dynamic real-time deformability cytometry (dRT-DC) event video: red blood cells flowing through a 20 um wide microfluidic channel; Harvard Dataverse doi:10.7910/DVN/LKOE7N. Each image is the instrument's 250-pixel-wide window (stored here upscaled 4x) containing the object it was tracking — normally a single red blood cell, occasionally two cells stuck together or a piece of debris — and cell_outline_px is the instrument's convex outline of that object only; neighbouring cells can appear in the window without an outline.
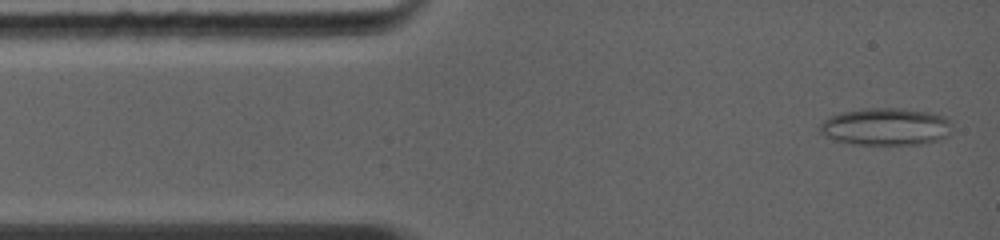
{"species": "common noctule bat (a hibernating species)", "species_latin": "Nyctalus noctula", "temperature_condition": "warm", "stored_images_in_passage": 45, "camera_frame_rate_fps": 5000, "um_per_image_px": 0.085, "animal": {"sex": "female", "body_mass_g": 19.0, "forearm_length_mm": 56.7}, "frame": {"image": 1, "passage_image": 1, "time_ms": 0.0, "image_size_px": [1000, 240], "cell_outline_px": [[952, 128], [948, 136], [940, 140], [920, 144], [852, 144], [836, 140], [824, 136], [820, 132], [820, 124], [828, 116], [840, 112], [864, 108], [904, 108], [928, 112], [944, 116], [952, 124]], "centroid_in_image_um": [75.3, 10.76], "position_along_channel_um": 9.7, "area_um2": 29.02}}
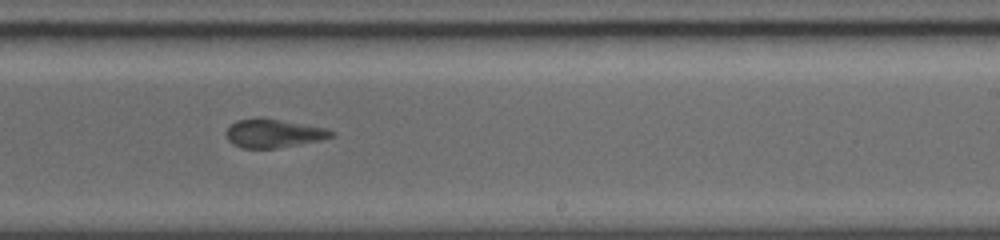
{"frame": {"image": 2, "passage_image": 23, "time_ms": 7.2, "image_size_px": [1000, 240], "cell_outline_px": [[336, 136], [320, 140], [276, 148], [240, 148], [232, 144], [224, 136], [224, 132], [236, 120], [256, 116], [260, 116], [324, 128], [336, 132]], "centroid_in_image_um": [23.19, 11.32], "position_along_channel_um": 265.8, "area_um2": 17.74}}
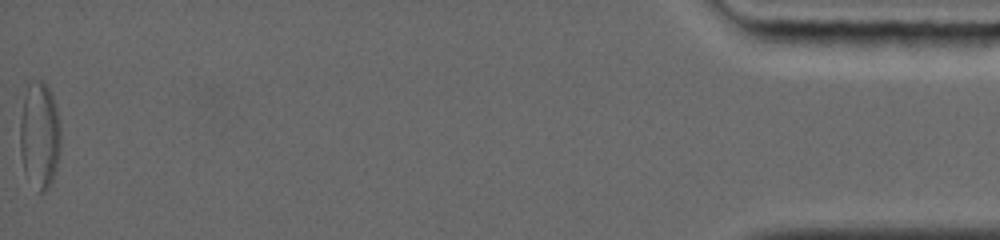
{"frame": {"image": 3, "passage_image": 45, "time_ms": 14.2, "image_size_px": [1000, 240], "cell_outline_px": [[60, 148], [56, 168], [52, 180], [48, 188], [44, 192], [40, 192], [24, 172], [20, 152], [20, 116], [24, 96], [28, 84], [40, 80], [48, 84], [52, 92], [56, 104], [60, 128]], "centroid_in_image_um": [3.37, 11.45], "position_along_channel_um": 431.8, "area_um2": 25.43}, "authors_computed_cell_mechanics": {"area_um2": 19.1896, "velocity_mm_per_s": 4.407, "shape_relaxation_time_tau1_ms": null, "shape_relaxation_time_tau2_ms": 5.4975, "deformation_change_tau1": null, "deformation_change_tau2": 0.1559}}